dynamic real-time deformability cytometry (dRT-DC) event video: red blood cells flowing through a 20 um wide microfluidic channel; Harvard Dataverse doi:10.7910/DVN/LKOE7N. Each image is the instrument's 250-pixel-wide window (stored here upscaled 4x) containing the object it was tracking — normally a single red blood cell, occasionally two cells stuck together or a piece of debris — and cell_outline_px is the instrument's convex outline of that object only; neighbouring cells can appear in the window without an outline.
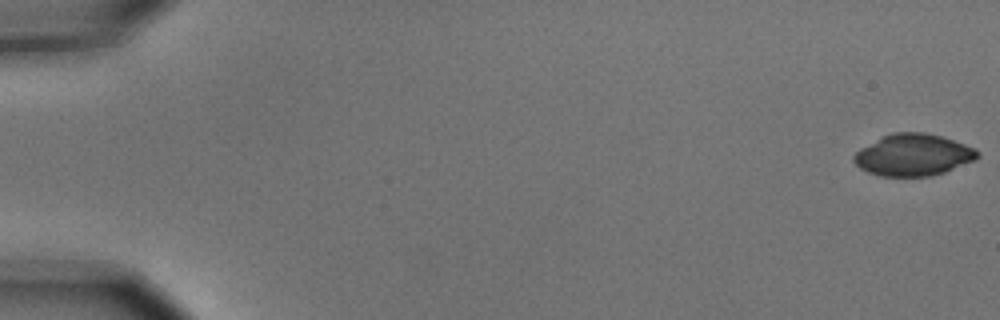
{"species": "common noctule bat (a hibernating species)", "species_latin": "Nyctalus noctula", "temperature_condition": "cold", "stored_images_in_passage": 6, "camera_frame_rate_fps": 3000, "um_per_image_px": 0.085, "animal": {"sex": "male", "body_mass_g": 15.6}, "frame": {"image": 1, "passage_image": 1, "time_ms": 0.0, "image_size_px": [1000, 320], "cell_outline_px": [[980, 156], [976, 160], [944, 172], [932, 176], [880, 176], [868, 172], [860, 168], [852, 160], [852, 156], [860, 148], [892, 132], [924, 132], [944, 136], [976, 148], [980, 152]], "centroid_in_image_um": [77.66, 13.16], "position_along_channel_um": 7.3, "area_um2": 30.35}}
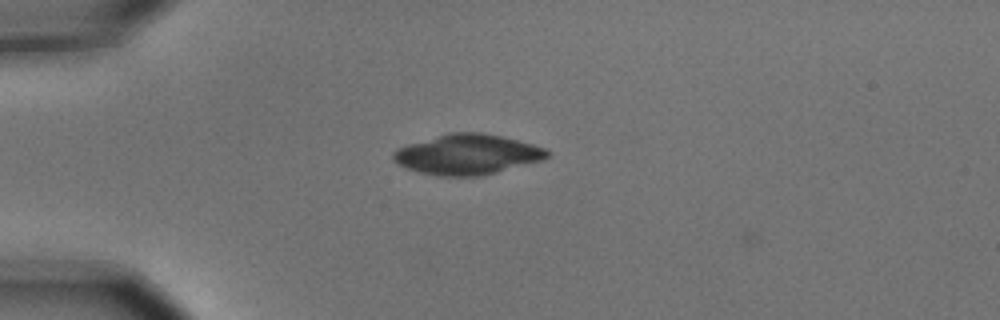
{"frame": {"image": 2, "passage_image": 5, "time_ms": 1.333, "image_size_px": [1000, 320], "cell_outline_px": [[552, 152], [544, 160], [480, 176], [436, 176], [404, 168], [392, 160], [392, 152], [396, 148], [408, 144], [448, 132], [484, 132], [532, 144], [544, 148]], "centroid_in_image_um": [39.69, 13.13], "position_along_channel_um": 45.3, "area_um2": 36.24}}